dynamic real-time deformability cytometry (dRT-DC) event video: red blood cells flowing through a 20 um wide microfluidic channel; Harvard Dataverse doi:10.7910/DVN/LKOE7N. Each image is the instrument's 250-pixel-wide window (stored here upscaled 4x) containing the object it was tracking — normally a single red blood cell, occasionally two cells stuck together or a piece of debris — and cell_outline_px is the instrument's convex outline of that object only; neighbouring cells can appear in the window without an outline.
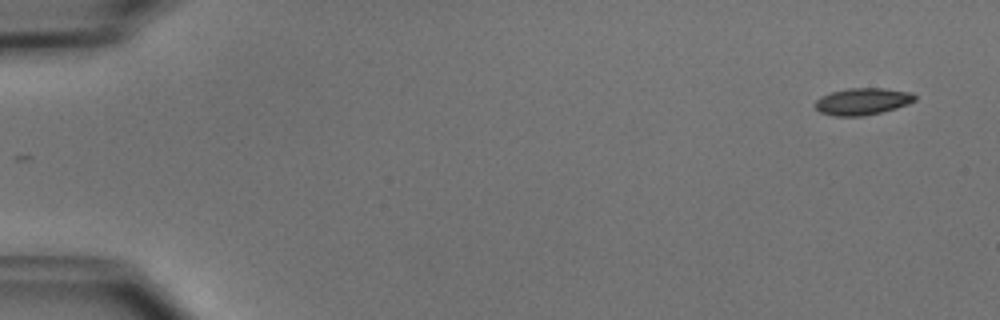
{"species": "common noctule bat (a hibernating species)", "species_latin": "Nyctalus noctula", "temperature_condition": "cold", "stored_images_in_passage": 6, "camera_frame_rate_fps": 3000, "um_per_image_px": 0.085, "animal": {"sex": "male", "body_mass_g": 15.6}, "frame": {"image": 1, "passage_image": 1, "time_ms": 0.0, "image_size_px": [1000, 320], "cell_outline_px": [[916, 100], [908, 104], [896, 108], [864, 116], [836, 116], [820, 112], [816, 108], [816, 100], [820, 96], [832, 92], [848, 88], [884, 88], [912, 92], [916, 96]], "centroid_in_image_um": [73.33, 8.61], "position_along_channel_um": 11.7, "area_um2": 15.61}}
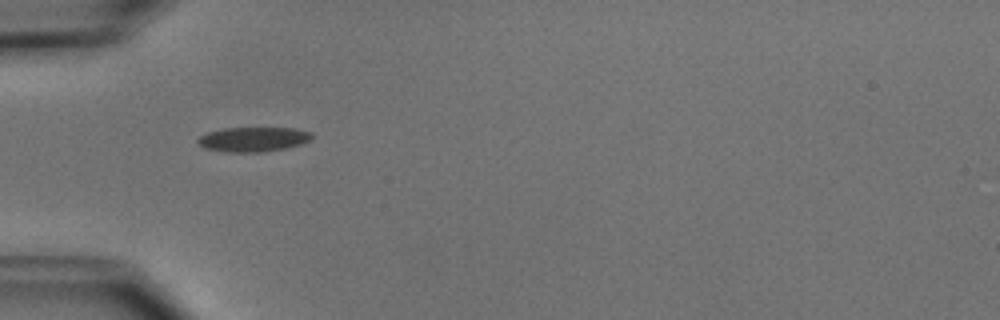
{"frame": {"image": 2, "passage_image": 5, "time_ms": 4.667, "image_size_px": [1000, 320], "cell_outline_px": [[312, 136], [308, 140], [300, 144], [284, 148], [264, 152], [228, 152], [204, 148], [196, 140], [200, 136], [208, 132], [224, 128], [292, 128], [312, 132]], "centroid_in_image_um": [21.5, 11.84], "position_along_channel_um": 63.5, "area_um2": 16.18}}